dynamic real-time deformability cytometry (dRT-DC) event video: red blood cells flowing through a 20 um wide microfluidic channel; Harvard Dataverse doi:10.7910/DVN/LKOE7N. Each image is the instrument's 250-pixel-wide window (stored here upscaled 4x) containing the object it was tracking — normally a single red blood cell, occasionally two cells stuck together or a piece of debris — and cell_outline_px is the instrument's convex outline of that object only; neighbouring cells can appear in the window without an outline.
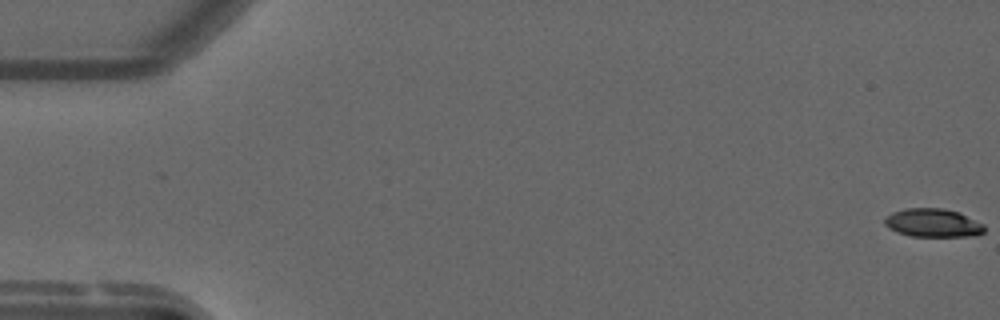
{"species": "common noctule bat (a hibernating species)", "species_latin": "Nyctalus noctula", "temperature_condition": "warm", "stored_images_in_passage": 55, "camera_frame_rate_fps": 3000, "um_per_image_px": 0.085, "animal": {"sex": "male", "forearm_length_mm": 52.5}, "frame": {"image": 1, "passage_image": 1, "time_ms": 0.0, "image_size_px": [1000, 320], "cell_outline_px": [[984, 232], [976, 236], [912, 236], [896, 232], [888, 228], [884, 224], [884, 220], [892, 212], [904, 208], [944, 208], [960, 212], [984, 224]], "centroid_in_image_um": [79.31, 18.94], "position_along_channel_um": 5.7, "area_um2": 16.65}}
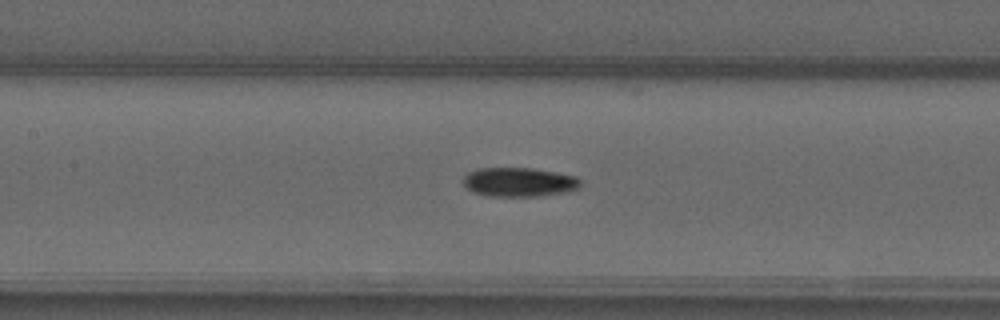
{"frame": {"image": 2, "passage_image": 26, "time_ms": 8.333, "image_size_px": [1000, 320], "cell_outline_px": [[580, 188], [568, 192], [540, 196], [488, 196], [472, 192], [464, 184], [464, 176], [468, 172], [476, 168], [532, 168], [556, 172], [576, 176], [580, 180]], "centroid_in_image_um": [44.14, 15.48], "position_along_channel_um": 163.3, "area_um2": 20.06}}
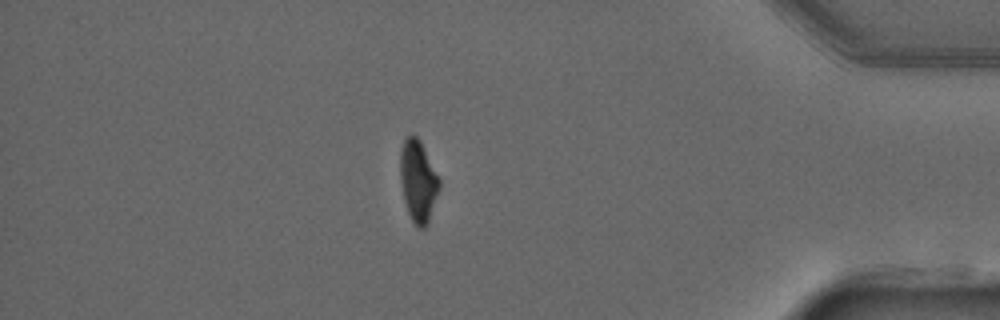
{"frame": {"image": 3, "passage_image": 48, "time_ms": 15.667, "image_size_px": [1000, 320], "cell_outline_px": [[440, 188], [428, 224], [424, 228], [416, 228], [408, 212], [404, 200], [400, 180], [400, 148], [404, 140], [412, 132], [420, 140], [440, 180]], "centroid_in_image_um": [35.53, 15.39], "position_along_channel_um": 399.7, "area_um2": 18.73}, "authors_computed_cell_mechanics": {"area_um2": 18.8428, "velocity_mm_per_s": 3.7593, "shape_relaxation_time_tau1_ms": 9.4149, "shape_relaxation_time_tau2_ms": 3.7534, "deformation_change_tau1": 0.2371, "deformation_change_tau2": 0.0813}}